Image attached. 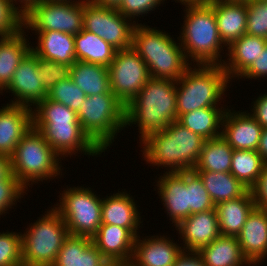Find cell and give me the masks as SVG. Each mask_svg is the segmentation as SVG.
<instances>
[{
    "instance_id": "1",
    "label": "cell",
    "mask_w": 267,
    "mask_h": 266,
    "mask_svg": "<svg viewBox=\"0 0 267 266\" xmlns=\"http://www.w3.org/2000/svg\"><path fill=\"white\" fill-rule=\"evenodd\" d=\"M205 139L177 121L140 142L144 160L152 166L167 167L168 173L193 170Z\"/></svg>"
},
{
    "instance_id": "2",
    "label": "cell",
    "mask_w": 267,
    "mask_h": 266,
    "mask_svg": "<svg viewBox=\"0 0 267 266\" xmlns=\"http://www.w3.org/2000/svg\"><path fill=\"white\" fill-rule=\"evenodd\" d=\"M174 121H177L176 81L171 79L151 77L125 109L126 128L137 124L139 141L166 129Z\"/></svg>"
},
{
    "instance_id": "3",
    "label": "cell",
    "mask_w": 267,
    "mask_h": 266,
    "mask_svg": "<svg viewBox=\"0 0 267 266\" xmlns=\"http://www.w3.org/2000/svg\"><path fill=\"white\" fill-rule=\"evenodd\" d=\"M183 5L186 16L181 35L177 38L181 41L187 61L190 62L191 58L196 63L194 65H222L224 60L220 52L227 46L218 32L213 0Z\"/></svg>"
},
{
    "instance_id": "4",
    "label": "cell",
    "mask_w": 267,
    "mask_h": 266,
    "mask_svg": "<svg viewBox=\"0 0 267 266\" xmlns=\"http://www.w3.org/2000/svg\"><path fill=\"white\" fill-rule=\"evenodd\" d=\"M146 63L152 78L178 81L191 65L179 43L165 31L150 26L135 25L132 46Z\"/></svg>"
},
{
    "instance_id": "5",
    "label": "cell",
    "mask_w": 267,
    "mask_h": 266,
    "mask_svg": "<svg viewBox=\"0 0 267 266\" xmlns=\"http://www.w3.org/2000/svg\"><path fill=\"white\" fill-rule=\"evenodd\" d=\"M228 83L230 80L222 65L189 66L176 81L177 118L200 108L218 107Z\"/></svg>"
},
{
    "instance_id": "6",
    "label": "cell",
    "mask_w": 267,
    "mask_h": 266,
    "mask_svg": "<svg viewBox=\"0 0 267 266\" xmlns=\"http://www.w3.org/2000/svg\"><path fill=\"white\" fill-rule=\"evenodd\" d=\"M61 157L47 143L43 135L32 127L17 144L11 156L12 174L28 189L38 181L62 176ZM61 167H60V166ZM31 182V184H30Z\"/></svg>"
},
{
    "instance_id": "7",
    "label": "cell",
    "mask_w": 267,
    "mask_h": 266,
    "mask_svg": "<svg viewBox=\"0 0 267 266\" xmlns=\"http://www.w3.org/2000/svg\"><path fill=\"white\" fill-rule=\"evenodd\" d=\"M126 106L111 92L87 96L77 112L84 132L104 152L125 125Z\"/></svg>"
},
{
    "instance_id": "8",
    "label": "cell",
    "mask_w": 267,
    "mask_h": 266,
    "mask_svg": "<svg viewBox=\"0 0 267 266\" xmlns=\"http://www.w3.org/2000/svg\"><path fill=\"white\" fill-rule=\"evenodd\" d=\"M47 213V214H46ZM21 233L23 266H53L69 230L53 207Z\"/></svg>"
},
{
    "instance_id": "9",
    "label": "cell",
    "mask_w": 267,
    "mask_h": 266,
    "mask_svg": "<svg viewBox=\"0 0 267 266\" xmlns=\"http://www.w3.org/2000/svg\"><path fill=\"white\" fill-rule=\"evenodd\" d=\"M60 193L54 208L66 223L72 236L92 238L102 224V199L91 188L73 187ZM56 206V207H55Z\"/></svg>"
},
{
    "instance_id": "10",
    "label": "cell",
    "mask_w": 267,
    "mask_h": 266,
    "mask_svg": "<svg viewBox=\"0 0 267 266\" xmlns=\"http://www.w3.org/2000/svg\"><path fill=\"white\" fill-rule=\"evenodd\" d=\"M83 14L84 0H40L24 15L23 29L76 35L83 30Z\"/></svg>"
},
{
    "instance_id": "11",
    "label": "cell",
    "mask_w": 267,
    "mask_h": 266,
    "mask_svg": "<svg viewBox=\"0 0 267 266\" xmlns=\"http://www.w3.org/2000/svg\"><path fill=\"white\" fill-rule=\"evenodd\" d=\"M108 75L111 92L125 106L151 78L146 63L132 47L116 50Z\"/></svg>"
},
{
    "instance_id": "12",
    "label": "cell",
    "mask_w": 267,
    "mask_h": 266,
    "mask_svg": "<svg viewBox=\"0 0 267 266\" xmlns=\"http://www.w3.org/2000/svg\"><path fill=\"white\" fill-rule=\"evenodd\" d=\"M131 21L116 8L84 0L83 29L102 38L116 50L132 46L133 29L137 23Z\"/></svg>"
},
{
    "instance_id": "13",
    "label": "cell",
    "mask_w": 267,
    "mask_h": 266,
    "mask_svg": "<svg viewBox=\"0 0 267 266\" xmlns=\"http://www.w3.org/2000/svg\"><path fill=\"white\" fill-rule=\"evenodd\" d=\"M33 127L63 158L68 155L71 157L78 151L88 156H97L103 152L84 132L79 122L33 123Z\"/></svg>"
},
{
    "instance_id": "14",
    "label": "cell",
    "mask_w": 267,
    "mask_h": 266,
    "mask_svg": "<svg viewBox=\"0 0 267 266\" xmlns=\"http://www.w3.org/2000/svg\"><path fill=\"white\" fill-rule=\"evenodd\" d=\"M38 71L37 55L31 50L17 66L10 84L4 89L15 96L10 104L33 108L47 97L48 92L41 83L42 77Z\"/></svg>"
},
{
    "instance_id": "15",
    "label": "cell",
    "mask_w": 267,
    "mask_h": 266,
    "mask_svg": "<svg viewBox=\"0 0 267 266\" xmlns=\"http://www.w3.org/2000/svg\"><path fill=\"white\" fill-rule=\"evenodd\" d=\"M222 137L235 150H257L263 127L249 112L228 108L222 120Z\"/></svg>"
},
{
    "instance_id": "16",
    "label": "cell",
    "mask_w": 267,
    "mask_h": 266,
    "mask_svg": "<svg viewBox=\"0 0 267 266\" xmlns=\"http://www.w3.org/2000/svg\"><path fill=\"white\" fill-rule=\"evenodd\" d=\"M175 228L184 243L181 247L186 251H199L221 235L216 209L191 214Z\"/></svg>"
},
{
    "instance_id": "17",
    "label": "cell",
    "mask_w": 267,
    "mask_h": 266,
    "mask_svg": "<svg viewBox=\"0 0 267 266\" xmlns=\"http://www.w3.org/2000/svg\"><path fill=\"white\" fill-rule=\"evenodd\" d=\"M140 239L135 238L130 266H173L176 258L183 251L179 244L160 235Z\"/></svg>"
},
{
    "instance_id": "18",
    "label": "cell",
    "mask_w": 267,
    "mask_h": 266,
    "mask_svg": "<svg viewBox=\"0 0 267 266\" xmlns=\"http://www.w3.org/2000/svg\"><path fill=\"white\" fill-rule=\"evenodd\" d=\"M135 238L127 228L101 224L91 239L111 264H128L133 256Z\"/></svg>"
},
{
    "instance_id": "19",
    "label": "cell",
    "mask_w": 267,
    "mask_h": 266,
    "mask_svg": "<svg viewBox=\"0 0 267 266\" xmlns=\"http://www.w3.org/2000/svg\"><path fill=\"white\" fill-rule=\"evenodd\" d=\"M32 127V108L9 103L0 108V154L11 157Z\"/></svg>"
},
{
    "instance_id": "20",
    "label": "cell",
    "mask_w": 267,
    "mask_h": 266,
    "mask_svg": "<svg viewBox=\"0 0 267 266\" xmlns=\"http://www.w3.org/2000/svg\"><path fill=\"white\" fill-rule=\"evenodd\" d=\"M241 252L252 266L267 255V210L254 208L237 235Z\"/></svg>"
},
{
    "instance_id": "21",
    "label": "cell",
    "mask_w": 267,
    "mask_h": 266,
    "mask_svg": "<svg viewBox=\"0 0 267 266\" xmlns=\"http://www.w3.org/2000/svg\"><path fill=\"white\" fill-rule=\"evenodd\" d=\"M157 188L160 199L176 227L182 220L190 216L188 207V190L185 185V171L168 173L158 177Z\"/></svg>"
},
{
    "instance_id": "22",
    "label": "cell",
    "mask_w": 267,
    "mask_h": 266,
    "mask_svg": "<svg viewBox=\"0 0 267 266\" xmlns=\"http://www.w3.org/2000/svg\"><path fill=\"white\" fill-rule=\"evenodd\" d=\"M102 199V224L127 228L137 237V233H139L137 230L141 227L140 223L142 222L134 197L132 198L127 192L120 191Z\"/></svg>"
},
{
    "instance_id": "23",
    "label": "cell",
    "mask_w": 267,
    "mask_h": 266,
    "mask_svg": "<svg viewBox=\"0 0 267 266\" xmlns=\"http://www.w3.org/2000/svg\"><path fill=\"white\" fill-rule=\"evenodd\" d=\"M53 266H111L91 238L69 235Z\"/></svg>"
},
{
    "instance_id": "24",
    "label": "cell",
    "mask_w": 267,
    "mask_h": 266,
    "mask_svg": "<svg viewBox=\"0 0 267 266\" xmlns=\"http://www.w3.org/2000/svg\"><path fill=\"white\" fill-rule=\"evenodd\" d=\"M213 10L220 38L227 47L246 34V3L213 0Z\"/></svg>"
},
{
    "instance_id": "25",
    "label": "cell",
    "mask_w": 267,
    "mask_h": 266,
    "mask_svg": "<svg viewBox=\"0 0 267 266\" xmlns=\"http://www.w3.org/2000/svg\"><path fill=\"white\" fill-rule=\"evenodd\" d=\"M267 39L244 34L240 39L233 41L226 54L229 58L222 64L228 79L239 77L257 57L263 53Z\"/></svg>"
},
{
    "instance_id": "26",
    "label": "cell",
    "mask_w": 267,
    "mask_h": 266,
    "mask_svg": "<svg viewBox=\"0 0 267 266\" xmlns=\"http://www.w3.org/2000/svg\"><path fill=\"white\" fill-rule=\"evenodd\" d=\"M38 44L31 50L42 58L72 66L76 61L74 35L57 31H35Z\"/></svg>"
},
{
    "instance_id": "27",
    "label": "cell",
    "mask_w": 267,
    "mask_h": 266,
    "mask_svg": "<svg viewBox=\"0 0 267 266\" xmlns=\"http://www.w3.org/2000/svg\"><path fill=\"white\" fill-rule=\"evenodd\" d=\"M254 208L255 203L250 190L241 197L216 204L220 234L237 237Z\"/></svg>"
},
{
    "instance_id": "28",
    "label": "cell",
    "mask_w": 267,
    "mask_h": 266,
    "mask_svg": "<svg viewBox=\"0 0 267 266\" xmlns=\"http://www.w3.org/2000/svg\"><path fill=\"white\" fill-rule=\"evenodd\" d=\"M22 29L11 36H0V93L10 84L17 66L31 51L27 36Z\"/></svg>"
},
{
    "instance_id": "29",
    "label": "cell",
    "mask_w": 267,
    "mask_h": 266,
    "mask_svg": "<svg viewBox=\"0 0 267 266\" xmlns=\"http://www.w3.org/2000/svg\"><path fill=\"white\" fill-rule=\"evenodd\" d=\"M198 252L205 266H252L244 258L236 236L220 235Z\"/></svg>"
},
{
    "instance_id": "30",
    "label": "cell",
    "mask_w": 267,
    "mask_h": 266,
    "mask_svg": "<svg viewBox=\"0 0 267 266\" xmlns=\"http://www.w3.org/2000/svg\"><path fill=\"white\" fill-rule=\"evenodd\" d=\"M227 109L219 107H204L181 114L177 122L185 128L202 136L205 140L222 135V120ZM221 127V128H220ZM220 129V130H219Z\"/></svg>"
},
{
    "instance_id": "31",
    "label": "cell",
    "mask_w": 267,
    "mask_h": 266,
    "mask_svg": "<svg viewBox=\"0 0 267 266\" xmlns=\"http://www.w3.org/2000/svg\"><path fill=\"white\" fill-rule=\"evenodd\" d=\"M70 78L86 96L108 93L110 89L108 67L76 61L70 66Z\"/></svg>"
},
{
    "instance_id": "32",
    "label": "cell",
    "mask_w": 267,
    "mask_h": 266,
    "mask_svg": "<svg viewBox=\"0 0 267 266\" xmlns=\"http://www.w3.org/2000/svg\"><path fill=\"white\" fill-rule=\"evenodd\" d=\"M74 43L77 61L106 67L113 61L116 49L92 32L83 29L74 35Z\"/></svg>"
},
{
    "instance_id": "33",
    "label": "cell",
    "mask_w": 267,
    "mask_h": 266,
    "mask_svg": "<svg viewBox=\"0 0 267 266\" xmlns=\"http://www.w3.org/2000/svg\"><path fill=\"white\" fill-rule=\"evenodd\" d=\"M204 183L212 202L216 205L241 197L248 189L230 172L195 171Z\"/></svg>"
},
{
    "instance_id": "34",
    "label": "cell",
    "mask_w": 267,
    "mask_h": 266,
    "mask_svg": "<svg viewBox=\"0 0 267 266\" xmlns=\"http://www.w3.org/2000/svg\"><path fill=\"white\" fill-rule=\"evenodd\" d=\"M233 148L219 136L205 140L194 171L230 172Z\"/></svg>"
},
{
    "instance_id": "35",
    "label": "cell",
    "mask_w": 267,
    "mask_h": 266,
    "mask_svg": "<svg viewBox=\"0 0 267 266\" xmlns=\"http://www.w3.org/2000/svg\"><path fill=\"white\" fill-rule=\"evenodd\" d=\"M265 163L256 150L233 149L230 173L250 190L262 173Z\"/></svg>"
},
{
    "instance_id": "36",
    "label": "cell",
    "mask_w": 267,
    "mask_h": 266,
    "mask_svg": "<svg viewBox=\"0 0 267 266\" xmlns=\"http://www.w3.org/2000/svg\"><path fill=\"white\" fill-rule=\"evenodd\" d=\"M32 121L33 123L79 122L75 111L47 97L32 109Z\"/></svg>"
},
{
    "instance_id": "37",
    "label": "cell",
    "mask_w": 267,
    "mask_h": 266,
    "mask_svg": "<svg viewBox=\"0 0 267 266\" xmlns=\"http://www.w3.org/2000/svg\"><path fill=\"white\" fill-rule=\"evenodd\" d=\"M185 185L188 190L190 215L215 209L202 179L194 170L185 171Z\"/></svg>"
},
{
    "instance_id": "38",
    "label": "cell",
    "mask_w": 267,
    "mask_h": 266,
    "mask_svg": "<svg viewBox=\"0 0 267 266\" xmlns=\"http://www.w3.org/2000/svg\"><path fill=\"white\" fill-rule=\"evenodd\" d=\"M85 93L69 77L64 81L56 83L47 98L57 103L64 104L76 113L86 99Z\"/></svg>"
},
{
    "instance_id": "39",
    "label": "cell",
    "mask_w": 267,
    "mask_h": 266,
    "mask_svg": "<svg viewBox=\"0 0 267 266\" xmlns=\"http://www.w3.org/2000/svg\"><path fill=\"white\" fill-rule=\"evenodd\" d=\"M0 266H23L21 232H0Z\"/></svg>"
},
{
    "instance_id": "40",
    "label": "cell",
    "mask_w": 267,
    "mask_h": 266,
    "mask_svg": "<svg viewBox=\"0 0 267 266\" xmlns=\"http://www.w3.org/2000/svg\"><path fill=\"white\" fill-rule=\"evenodd\" d=\"M246 34L267 39V1H248Z\"/></svg>"
},
{
    "instance_id": "41",
    "label": "cell",
    "mask_w": 267,
    "mask_h": 266,
    "mask_svg": "<svg viewBox=\"0 0 267 266\" xmlns=\"http://www.w3.org/2000/svg\"><path fill=\"white\" fill-rule=\"evenodd\" d=\"M38 75L41 83L48 92L58 82L70 77V66L37 56Z\"/></svg>"
},
{
    "instance_id": "42",
    "label": "cell",
    "mask_w": 267,
    "mask_h": 266,
    "mask_svg": "<svg viewBox=\"0 0 267 266\" xmlns=\"http://www.w3.org/2000/svg\"><path fill=\"white\" fill-rule=\"evenodd\" d=\"M23 15L9 0H0V36H11L23 29Z\"/></svg>"
},
{
    "instance_id": "43",
    "label": "cell",
    "mask_w": 267,
    "mask_h": 266,
    "mask_svg": "<svg viewBox=\"0 0 267 266\" xmlns=\"http://www.w3.org/2000/svg\"><path fill=\"white\" fill-rule=\"evenodd\" d=\"M26 188L11 174L8 178L0 180V215L17 204L16 201L24 196ZM23 195V196H22Z\"/></svg>"
},
{
    "instance_id": "44",
    "label": "cell",
    "mask_w": 267,
    "mask_h": 266,
    "mask_svg": "<svg viewBox=\"0 0 267 266\" xmlns=\"http://www.w3.org/2000/svg\"><path fill=\"white\" fill-rule=\"evenodd\" d=\"M165 0H122L117 10L130 20H133L136 16L143 17L149 11H153L157 6ZM132 18V19H131Z\"/></svg>"
},
{
    "instance_id": "45",
    "label": "cell",
    "mask_w": 267,
    "mask_h": 266,
    "mask_svg": "<svg viewBox=\"0 0 267 266\" xmlns=\"http://www.w3.org/2000/svg\"><path fill=\"white\" fill-rule=\"evenodd\" d=\"M250 191L255 207L267 210V163H265L262 173Z\"/></svg>"
},
{
    "instance_id": "46",
    "label": "cell",
    "mask_w": 267,
    "mask_h": 266,
    "mask_svg": "<svg viewBox=\"0 0 267 266\" xmlns=\"http://www.w3.org/2000/svg\"><path fill=\"white\" fill-rule=\"evenodd\" d=\"M267 77V45L263 50V53L259 55L254 61L239 77L245 79H257L261 77Z\"/></svg>"
},
{
    "instance_id": "47",
    "label": "cell",
    "mask_w": 267,
    "mask_h": 266,
    "mask_svg": "<svg viewBox=\"0 0 267 266\" xmlns=\"http://www.w3.org/2000/svg\"><path fill=\"white\" fill-rule=\"evenodd\" d=\"M253 109H250V115L263 127L267 128V93L259 95V97L252 102ZM253 112V113H252Z\"/></svg>"
},
{
    "instance_id": "48",
    "label": "cell",
    "mask_w": 267,
    "mask_h": 266,
    "mask_svg": "<svg viewBox=\"0 0 267 266\" xmlns=\"http://www.w3.org/2000/svg\"><path fill=\"white\" fill-rule=\"evenodd\" d=\"M173 266H205V264L198 251L183 250Z\"/></svg>"
},
{
    "instance_id": "49",
    "label": "cell",
    "mask_w": 267,
    "mask_h": 266,
    "mask_svg": "<svg viewBox=\"0 0 267 266\" xmlns=\"http://www.w3.org/2000/svg\"><path fill=\"white\" fill-rule=\"evenodd\" d=\"M11 174V157L0 154V180L8 178Z\"/></svg>"
},
{
    "instance_id": "50",
    "label": "cell",
    "mask_w": 267,
    "mask_h": 266,
    "mask_svg": "<svg viewBox=\"0 0 267 266\" xmlns=\"http://www.w3.org/2000/svg\"><path fill=\"white\" fill-rule=\"evenodd\" d=\"M262 159L267 163V128H263L259 145L256 150Z\"/></svg>"
},
{
    "instance_id": "51",
    "label": "cell",
    "mask_w": 267,
    "mask_h": 266,
    "mask_svg": "<svg viewBox=\"0 0 267 266\" xmlns=\"http://www.w3.org/2000/svg\"><path fill=\"white\" fill-rule=\"evenodd\" d=\"M15 7L17 6L18 2L20 3L17 6V9L22 13L24 16L36 3L40 0H9ZM16 4V5H15Z\"/></svg>"
},
{
    "instance_id": "52",
    "label": "cell",
    "mask_w": 267,
    "mask_h": 266,
    "mask_svg": "<svg viewBox=\"0 0 267 266\" xmlns=\"http://www.w3.org/2000/svg\"><path fill=\"white\" fill-rule=\"evenodd\" d=\"M93 4L102 6V7H111V8H118L121 4L122 0H89Z\"/></svg>"
},
{
    "instance_id": "53",
    "label": "cell",
    "mask_w": 267,
    "mask_h": 266,
    "mask_svg": "<svg viewBox=\"0 0 267 266\" xmlns=\"http://www.w3.org/2000/svg\"><path fill=\"white\" fill-rule=\"evenodd\" d=\"M174 1L176 2L178 1L181 4H186V3H198V2L205 1V0H174Z\"/></svg>"
},
{
    "instance_id": "54",
    "label": "cell",
    "mask_w": 267,
    "mask_h": 266,
    "mask_svg": "<svg viewBox=\"0 0 267 266\" xmlns=\"http://www.w3.org/2000/svg\"><path fill=\"white\" fill-rule=\"evenodd\" d=\"M221 1H224V2H235V3H247L248 1H251V0H221Z\"/></svg>"
},
{
    "instance_id": "55",
    "label": "cell",
    "mask_w": 267,
    "mask_h": 266,
    "mask_svg": "<svg viewBox=\"0 0 267 266\" xmlns=\"http://www.w3.org/2000/svg\"><path fill=\"white\" fill-rule=\"evenodd\" d=\"M111 266H130L129 264H111Z\"/></svg>"
},
{
    "instance_id": "56",
    "label": "cell",
    "mask_w": 267,
    "mask_h": 266,
    "mask_svg": "<svg viewBox=\"0 0 267 266\" xmlns=\"http://www.w3.org/2000/svg\"><path fill=\"white\" fill-rule=\"evenodd\" d=\"M43 1H75V0H43Z\"/></svg>"
},
{
    "instance_id": "57",
    "label": "cell",
    "mask_w": 267,
    "mask_h": 266,
    "mask_svg": "<svg viewBox=\"0 0 267 266\" xmlns=\"http://www.w3.org/2000/svg\"><path fill=\"white\" fill-rule=\"evenodd\" d=\"M251 1H267V0H251Z\"/></svg>"
}]
</instances>
